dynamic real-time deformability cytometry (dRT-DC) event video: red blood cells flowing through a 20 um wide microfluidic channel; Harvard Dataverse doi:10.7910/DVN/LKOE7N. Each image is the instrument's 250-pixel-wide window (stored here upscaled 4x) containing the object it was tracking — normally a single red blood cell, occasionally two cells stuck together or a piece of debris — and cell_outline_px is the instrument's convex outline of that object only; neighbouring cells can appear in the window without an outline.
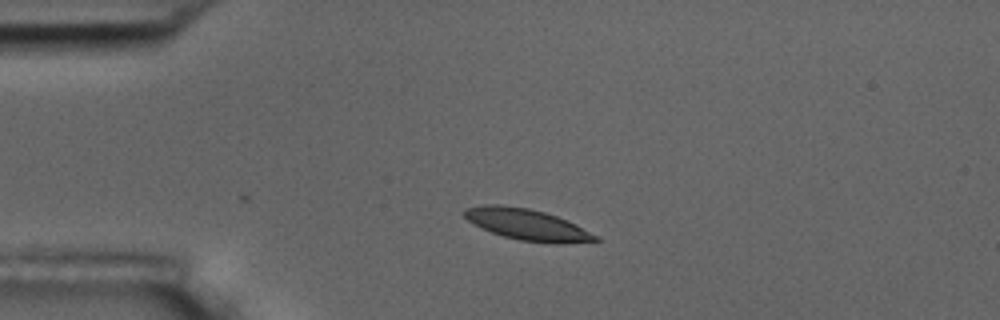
{"species": "common noctule bat (a hibernating species)", "species_latin": "Nyctalus noctula", "temperature_condition": "room temperature", "stored_images_in_passage": 8, "camera_frame_rate_fps": 3000, "um_per_image_px": 0.085, "animal": {"sex": "male", "body_mass_g": 17.5, "forearm_length_mm": 52.3}, "frame": {"image": 1, "passage_image": 1, "time_ms": 0.0, "image_size_px": [1000, 320], "cell_outline_px": [[600, 240], [560, 244], [556, 244], [520, 240], [504, 236], [492, 232], [472, 224], [464, 216], [464, 208], [484, 204], [500, 204], [528, 208], [544, 212], [556, 216], [596, 236]], "centroid_in_image_um": [44.71, 19.07], "position_along_channel_um": 40.3, "area_um2": 23.35}}